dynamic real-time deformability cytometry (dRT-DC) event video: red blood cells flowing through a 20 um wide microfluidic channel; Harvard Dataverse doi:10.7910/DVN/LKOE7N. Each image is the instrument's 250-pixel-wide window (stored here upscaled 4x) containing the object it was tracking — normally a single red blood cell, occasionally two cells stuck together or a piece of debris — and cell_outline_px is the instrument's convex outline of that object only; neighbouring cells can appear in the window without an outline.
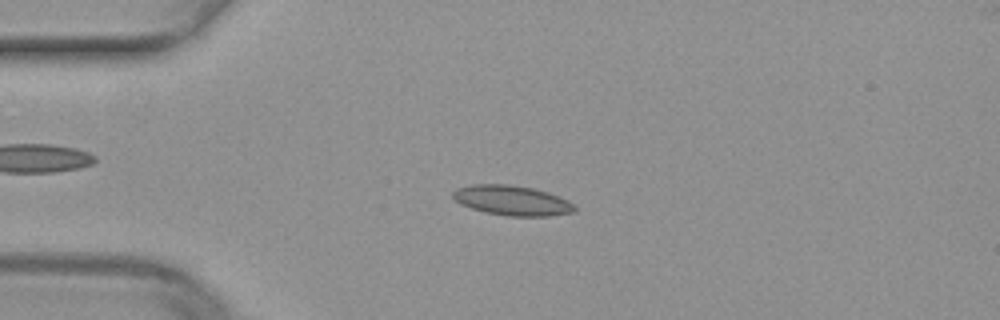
{"species": "common noctule bat (a hibernating species)", "species_latin": "Nyctalus noctula", "temperature_condition": "warm", "stored_images_in_passage": 50, "camera_frame_rate_fps": 3000, "um_per_image_px": 0.085, "animal": {"sex": "female", "body_mass_g": 29.2, "forearm_length_mm": 56.3}, "frame": {"image": 1, "passage_image": 12, "time_ms": 3.667, "image_size_px": [1000, 320], "cell_outline_px": [[576, 212], [552, 216], [508, 216], [484, 212], [460, 204], [452, 196], [452, 192], [456, 188], [472, 184], [508, 184], [532, 188], [548, 192], [568, 200], [576, 208]], "centroid_in_image_um": [43.53, 17.04], "position_along_channel_um": 41.5, "area_um2": 21.33}}
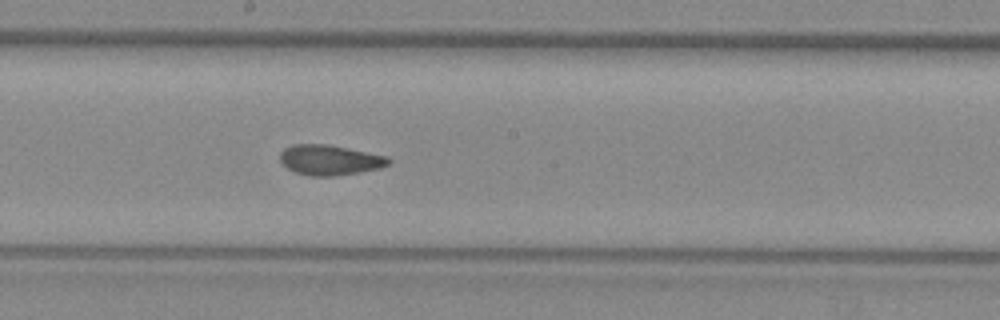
{"frame": {"image": 2, "passage_image": 27, "time_ms": 8.667, "image_size_px": [1000, 320], "cell_outline_px": [[392, 160], [388, 164], [380, 168], [360, 172], [336, 176], [308, 176], [296, 172], [288, 168], [280, 160], [280, 152], [284, 148], [296, 144], [324, 144], [388, 156]], "centroid_in_image_um": [28.04, 13.61], "position_along_channel_um": 220.2, "area_um2": 18.96}}
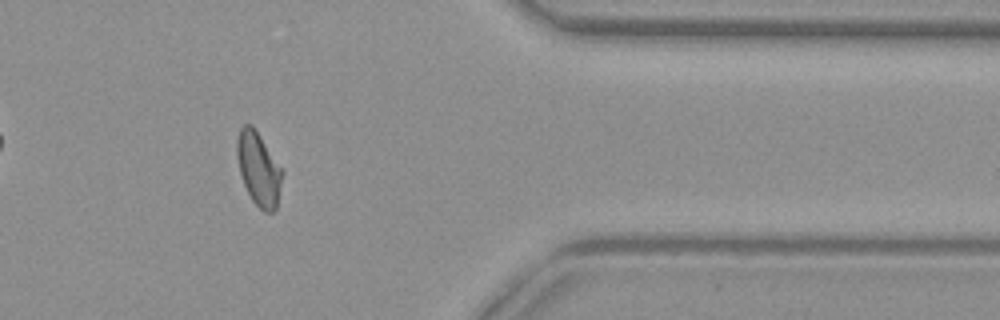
{"frame": {"image": 3, "passage_image": 41, "time_ms": 13.333, "image_size_px": [1000, 320], "cell_outline_px": [[284, 172], [276, 208], [272, 212], [264, 212], [252, 200], [244, 184], [240, 172], [236, 156], [236, 140], [240, 128], [244, 124], [252, 124]], "centroid_in_image_um": [21.97, 14.34], "position_along_channel_um": 389.4, "area_um2": 19.25}}